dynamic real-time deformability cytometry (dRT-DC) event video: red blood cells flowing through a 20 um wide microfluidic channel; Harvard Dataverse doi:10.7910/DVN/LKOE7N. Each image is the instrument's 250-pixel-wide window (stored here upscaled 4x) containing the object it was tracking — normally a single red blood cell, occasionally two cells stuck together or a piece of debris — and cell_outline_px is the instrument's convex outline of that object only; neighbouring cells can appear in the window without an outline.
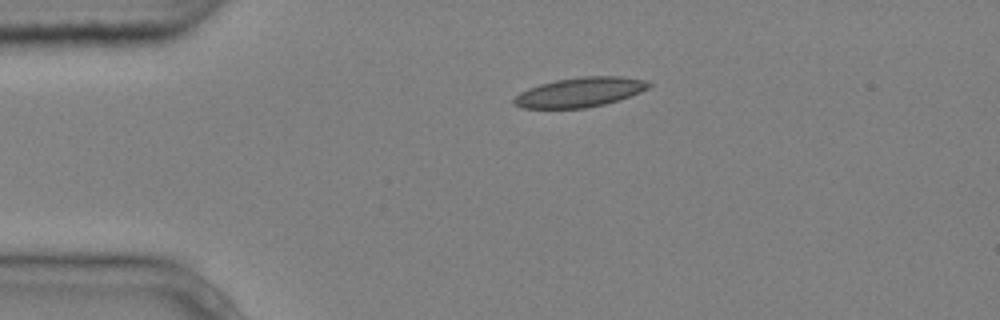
{"species": "common noctule bat (a hibernating species)", "species_latin": "Nyctalus noctula", "temperature_condition": "cold", "stored_images_in_passage": 2, "camera_frame_rate_fps": 3000, "um_per_image_px": 0.085, "animal": {"sex": "male", "body_mass_g": 20.4}, "frame": {"image": 1, "passage_image": 1, "time_ms": 0.0, "image_size_px": [1000, 320], "cell_outline_px": [[652, 84], [648, 88], [640, 92], [620, 100], [604, 104], [584, 108], [520, 108], [512, 104], [512, 100], [520, 92], [528, 88], [540, 84], [556, 80], [580, 76], [620, 76], [644, 80]], "centroid_in_image_um": [49.26, 7.84], "position_along_channel_um": 35.7, "area_um2": 23.29}}